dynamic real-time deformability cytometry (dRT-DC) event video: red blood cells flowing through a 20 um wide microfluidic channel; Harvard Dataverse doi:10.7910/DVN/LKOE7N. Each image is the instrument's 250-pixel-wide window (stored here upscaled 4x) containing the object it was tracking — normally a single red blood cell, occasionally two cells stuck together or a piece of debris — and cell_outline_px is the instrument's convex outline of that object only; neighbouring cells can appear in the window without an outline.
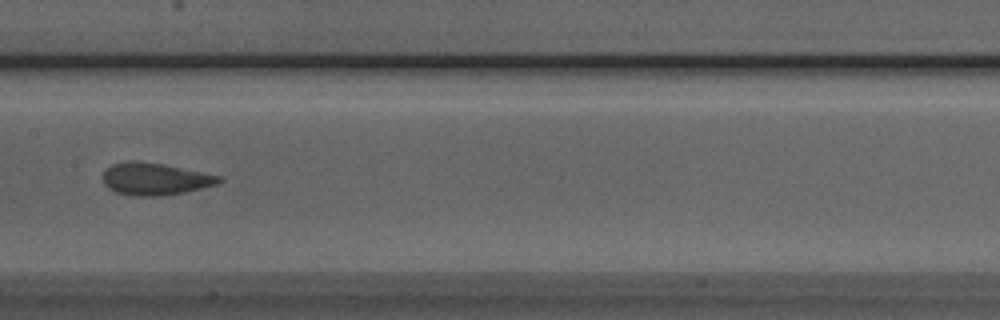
{"species": "Egyptian fruit bat (a non-hibernating species)", "species_latin": "Rousettus aegyptiacus", "temperature_condition": "room temperature", "stored_images_in_passage": 6, "camera_frame_rate_fps": 3000, "um_per_image_px": 0.085, "animal": {"sex": "male"}, "frame": {"image": 1, "passage_image": 6, "time_ms": 5.667, "image_size_px": [1000, 320], "cell_outline_px": [[224, 180], [220, 184], [184, 192], [160, 196], [132, 196], [116, 192], [108, 188], [104, 184], [104, 172], [112, 164], [128, 160], [164, 164], [224, 176]], "centroid_in_image_um": [13.24, 15.21], "position_along_channel_um": 194.2, "area_um2": 21.96}}